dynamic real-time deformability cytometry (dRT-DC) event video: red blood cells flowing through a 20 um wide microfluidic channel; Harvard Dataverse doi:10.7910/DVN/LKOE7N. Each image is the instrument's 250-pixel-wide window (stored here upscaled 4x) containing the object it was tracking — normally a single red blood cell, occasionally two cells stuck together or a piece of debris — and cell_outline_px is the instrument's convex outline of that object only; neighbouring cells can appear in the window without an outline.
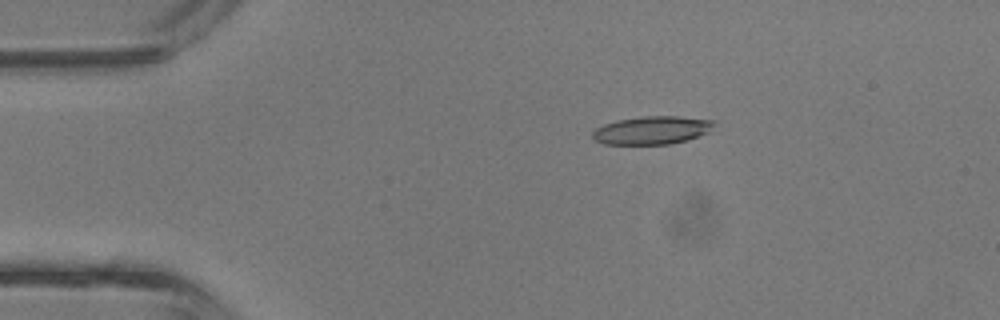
{"species": "common noctule bat (a hibernating species)", "species_latin": "Nyctalus noctula", "temperature_condition": "room temperature", "stored_images_in_passage": 4, "camera_frame_rate_fps": 3000, "um_per_image_px": 0.085, "animal": {"sex": "male", "body_mass_g": 13.3}, "frame": {"image": 1, "passage_image": 3, "time_ms": 0.667, "image_size_px": [1000, 320], "cell_outline_px": [[716, 124], [708, 132], [688, 140], [668, 144], [604, 144], [592, 140], [592, 132], [596, 128], [604, 124], [616, 120], [644, 116], [676, 116], [716, 120]], "centroid_in_image_um": [55.41, 11.07], "position_along_channel_um": 29.6, "area_um2": 20.06}}